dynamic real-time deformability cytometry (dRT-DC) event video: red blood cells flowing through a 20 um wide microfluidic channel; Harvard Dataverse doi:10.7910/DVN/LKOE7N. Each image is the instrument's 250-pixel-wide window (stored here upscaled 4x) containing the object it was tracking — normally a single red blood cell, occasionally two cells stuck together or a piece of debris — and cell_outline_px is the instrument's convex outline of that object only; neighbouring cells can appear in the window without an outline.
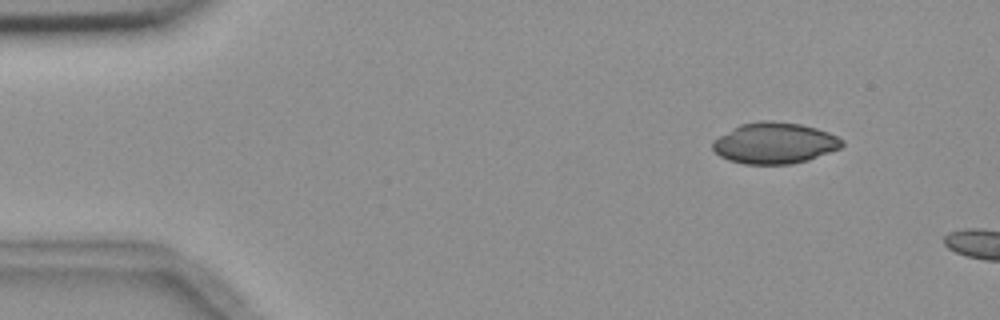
{"species": "common noctule bat (a hibernating species)", "species_latin": "Nyctalus noctula", "temperature_condition": "room temperature", "stored_images_in_passage": 3, "camera_frame_rate_fps": 3000, "um_per_image_px": 0.085, "animal": {"sex": "female", "body_mass_g": 18.4}, "frame": {"image": 1, "passage_image": 2, "time_ms": 1.0, "image_size_px": [1000, 320], "cell_outline_px": [[844, 144], [840, 148], [808, 160], [792, 164], [744, 164], [728, 160], [720, 156], [712, 148], [712, 144], [720, 136], [732, 128], [740, 124], [760, 120], [772, 120], [800, 124], [816, 128], [828, 132], [844, 140]], "centroid_in_image_um": [65.85, 12.16], "position_along_channel_um": 19.2, "area_um2": 30.98}}